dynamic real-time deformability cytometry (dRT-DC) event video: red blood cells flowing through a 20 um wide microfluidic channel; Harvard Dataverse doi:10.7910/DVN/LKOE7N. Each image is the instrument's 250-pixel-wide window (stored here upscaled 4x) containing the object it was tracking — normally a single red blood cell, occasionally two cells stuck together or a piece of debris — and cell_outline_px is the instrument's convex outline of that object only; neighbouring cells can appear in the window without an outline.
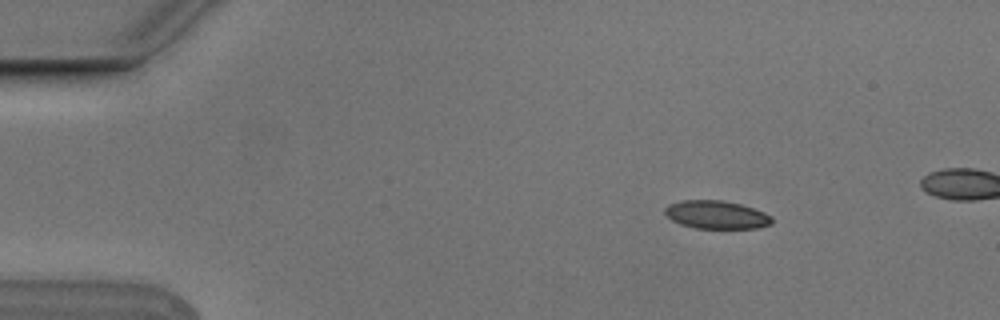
{"species": "Egyptian fruit bat (a non-hibernating species)", "species_latin": "Rousettus aegyptiacus", "temperature_condition": "cold", "stored_images_in_passage": 7, "camera_frame_rate_fps": 3000, "um_per_image_px": 0.085, "animal": {"sex": "male"}, "frame": {"image": 1, "passage_image": 2, "time_ms": 0.333, "image_size_px": [1000, 320], "cell_outline_px": [[772, 224], [756, 228], [696, 228], [680, 224], [672, 220], [664, 212], [664, 208], [668, 204], [680, 200], [720, 200], [740, 204], [764, 212], [772, 216]], "centroid_in_image_um": [60.87, 18.25], "position_along_channel_um": 24.1, "area_um2": 17.51}}
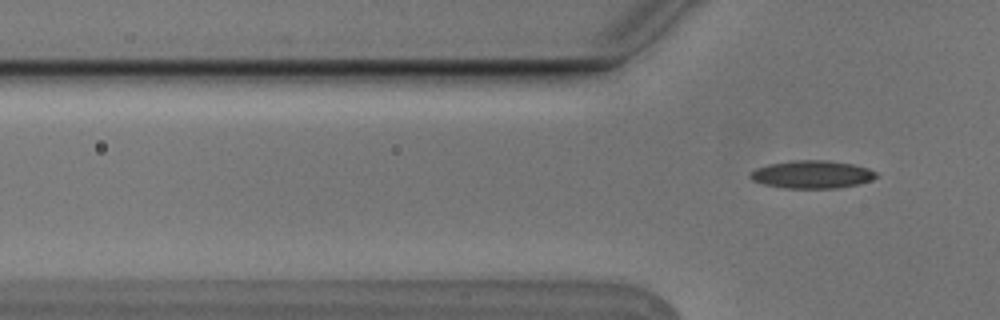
{"frame": {"image": 2, "passage_image": 7, "time_ms": 2.0, "image_size_px": [1000, 320], "cell_outline_px": [[876, 176], [872, 180], [860, 184], [836, 188], [784, 188], [764, 184], [752, 180], [748, 176], [756, 168], [768, 164], [792, 160], [828, 160], [852, 164], [868, 168], [876, 172]], "centroid_in_image_um": [69.02, 14.82], "position_along_channel_um": 56.8, "area_um2": 20.46}}